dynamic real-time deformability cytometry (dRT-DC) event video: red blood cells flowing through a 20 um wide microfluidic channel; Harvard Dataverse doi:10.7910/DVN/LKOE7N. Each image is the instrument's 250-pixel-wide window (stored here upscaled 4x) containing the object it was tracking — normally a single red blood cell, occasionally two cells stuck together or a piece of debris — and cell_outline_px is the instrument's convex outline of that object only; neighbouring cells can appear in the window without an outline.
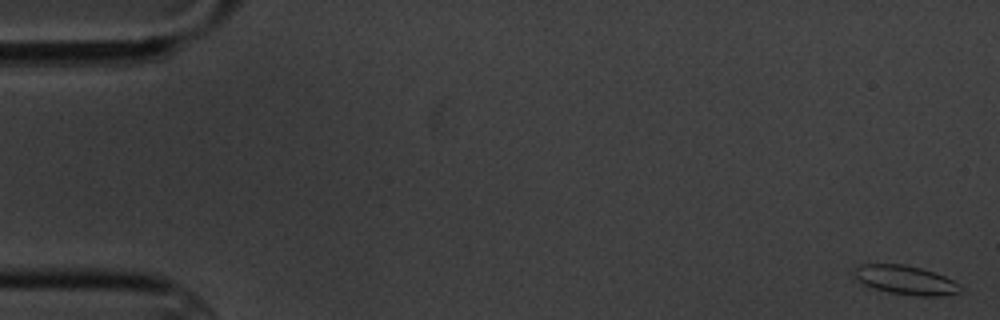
{"species": "common noctule bat (a hibernating species)", "species_latin": "Nyctalus noctula", "temperature_condition": "cold", "stored_images_in_passage": 7, "camera_frame_rate_fps": 3000, "um_per_image_px": 0.085, "animal": {"sex": "male", "body_mass_g": 20.1, "forearm_length_mm": 53.5}, "frame": {"image": 1, "passage_image": 1, "time_ms": 0.0, "image_size_px": [1000, 320], "cell_outline_px": [[960, 292], [940, 296], [916, 296], [888, 292], [872, 288], [864, 284], [852, 276], [852, 272], [860, 264], [904, 264], [920, 268], [944, 276], [960, 284]], "centroid_in_image_um": [76.93, 23.8], "position_along_channel_um": 8.1, "area_um2": 17.92}}
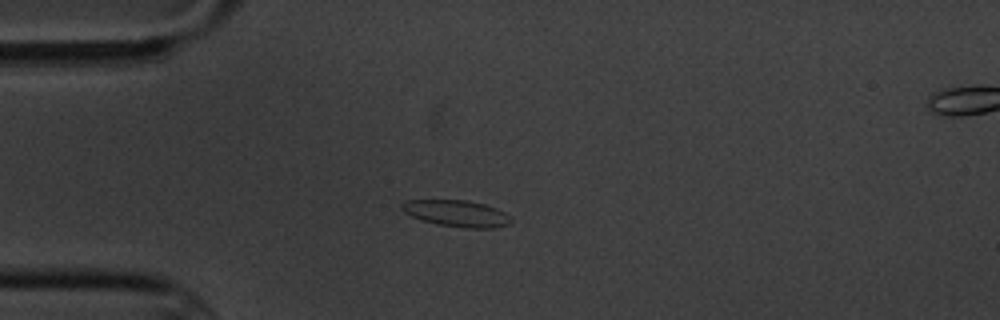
{"frame": {"image": 2, "passage_image": 5, "time_ms": 4.667, "image_size_px": [1000, 320], "cell_outline_px": [[512, 224], [496, 228], [464, 228], [436, 224], [420, 220], [404, 212], [400, 208], [400, 204], [408, 200], [464, 200], [484, 204], [496, 208], [512, 216]], "centroid_in_image_um": [38.85, 18.15], "position_along_channel_um": 46.2, "area_um2": 17.11}}
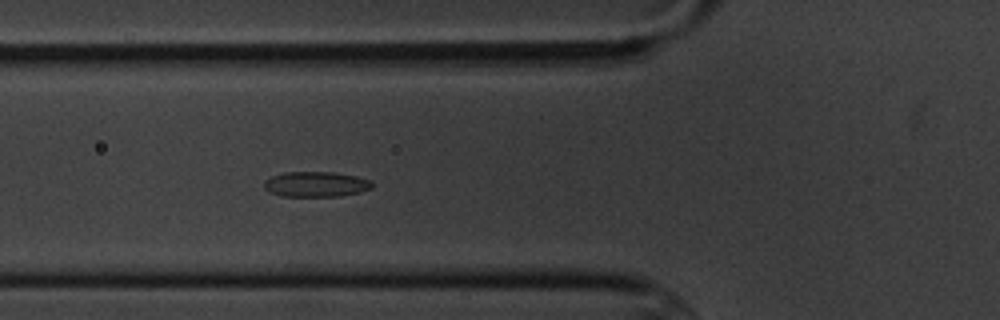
{"frame": {"image": 3, "passage_image": 7, "time_ms": 6.667, "image_size_px": [1000, 320], "cell_outline_px": [[372, 188], [360, 192], [340, 196], [280, 196], [268, 192], [264, 188], [264, 180], [272, 176], [284, 172], [332, 172], [356, 176], [372, 180]], "centroid_in_image_um": [26.84, 15.66], "position_along_channel_um": 99.0, "area_um2": 16.01}}